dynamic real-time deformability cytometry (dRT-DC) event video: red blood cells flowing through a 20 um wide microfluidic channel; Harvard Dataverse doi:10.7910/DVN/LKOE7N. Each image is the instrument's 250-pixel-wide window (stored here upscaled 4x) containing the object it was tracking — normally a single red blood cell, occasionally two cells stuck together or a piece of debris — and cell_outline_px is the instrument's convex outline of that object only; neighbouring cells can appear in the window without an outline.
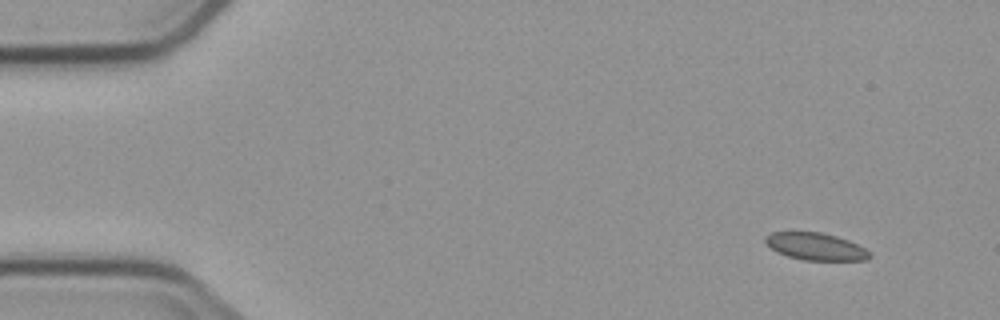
{"species": "common noctule bat (a hibernating species)", "species_latin": "Nyctalus noctula", "temperature_condition": "cold", "stored_images_in_passage": 6, "camera_frame_rate_fps": 3000, "um_per_image_px": 0.085, "animal": {"sex": "male", "body_mass_g": 23.1, "forearm_length_mm": 52.7}, "frame": {"image": 1, "passage_image": 1, "time_ms": 0.0, "image_size_px": [1000, 320], "cell_outline_px": [[872, 256], [868, 260], [804, 260], [788, 256], [776, 252], [764, 240], [764, 236], [772, 232], [820, 232], [836, 236], [848, 240], [864, 248]], "centroid_in_image_um": [69.32, 20.95], "position_along_channel_um": 15.7, "area_um2": 16.42}}
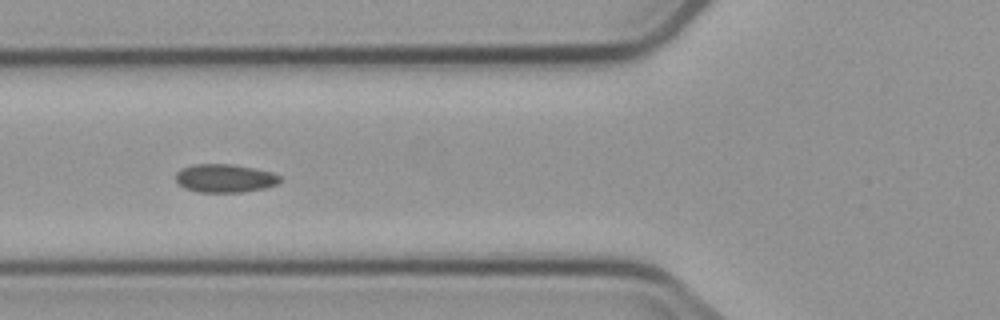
{"frame": {"image": 2, "passage_image": 4, "time_ms": 5.333, "image_size_px": [1000, 320], "cell_outline_px": [[280, 180], [276, 184], [264, 188], [244, 192], [200, 192], [184, 188], [176, 180], [176, 172], [180, 168], [192, 164], [228, 164], [252, 168], [272, 172], [280, 176]], "centroid_in_image_um": [19.08, 15.15], "position_along_channel_um": 106.7, "area_um2": 17.11}}
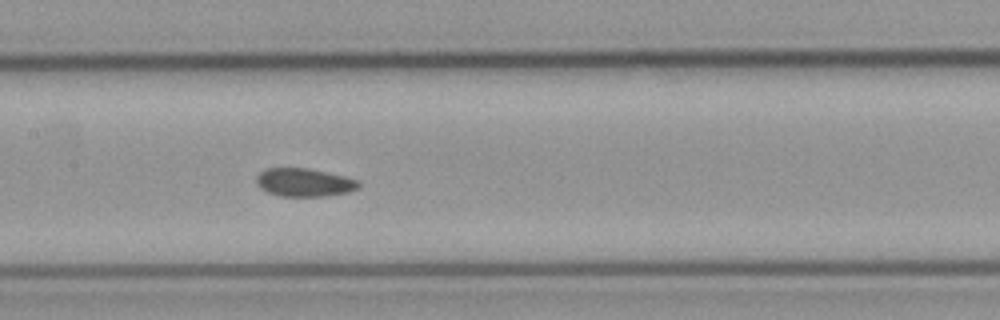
{"frame": {"image": 3, "passage_image": 6, "time_ms": 7.333, "image_size_px": [1000, 320], "cell_outline_px": [[360, 188], [348, 192], [324, 196], [280, 196], [268, 192], [260, 188], [256, 184], [256, 176], [264, 168], [308, 168], [344, 176], [360, 180]], "centroid_in_image_um": [25.86, 15.5], "position_along_channel_um": 181.5, "area_um2": 16.94}}